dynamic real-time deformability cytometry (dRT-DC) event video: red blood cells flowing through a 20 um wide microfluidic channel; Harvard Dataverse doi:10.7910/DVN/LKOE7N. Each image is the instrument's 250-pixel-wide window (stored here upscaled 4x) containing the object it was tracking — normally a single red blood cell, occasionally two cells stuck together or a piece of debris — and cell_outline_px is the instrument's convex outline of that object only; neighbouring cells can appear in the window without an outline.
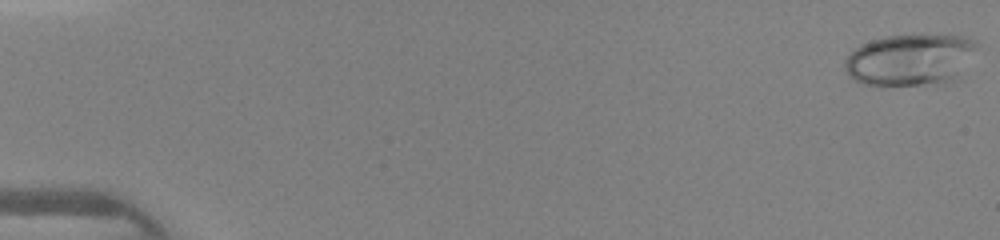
{"species": "human", "species_latin": "Homo sapiens", "temperature_condition": "warm", "stored_images_in_passage": 14, "camera_frame_rate_fps": 3000, "um_per_image_px": 0.085, "donor": {"sex": "female"}, "frame": {"image": 1, "passage_image": 1, "time_ms": 0.0, "image_size_px": [1000, 240], "cell_outline_px": [[980, 44], [960, 80], [944, 84], [880, 88], [860, 84], [848, 76], [844, 68], [844, 60], [860, 44], [872, 40], [888, 36], [920, 32], [964, 36], [976, 40]], "centroid_in_image_um": [77.43, 5.11], "position_along_channel_um": 7.6, "area_um2": 42.43}}